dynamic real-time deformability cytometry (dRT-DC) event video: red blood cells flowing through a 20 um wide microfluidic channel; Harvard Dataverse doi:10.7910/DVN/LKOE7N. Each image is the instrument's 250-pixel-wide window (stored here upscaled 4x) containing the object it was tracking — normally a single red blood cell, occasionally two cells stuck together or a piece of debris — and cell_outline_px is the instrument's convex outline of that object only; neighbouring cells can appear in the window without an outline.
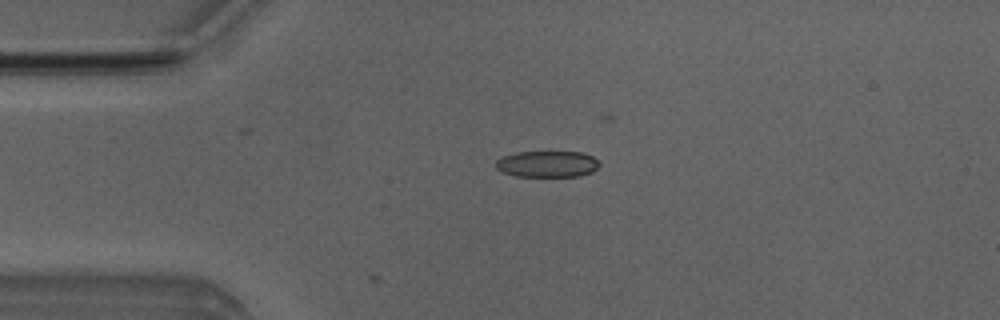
{"species": "Egyptian fruit bat (a non-hibernating species)", "species_latin": "Rousettus aegyptiacus", "temperature_condition": "room temperature", "stored_images_in_passage": 5, "camera_frame_rate_fps": 3000, "um_per_image_px": 0.085, "animal": {"sex": "male"}, "frame": {"image": 1, "passage_image": 4, "time_ms": 3.667, "image_size_px": [1000, 320], "cell_outline_px": [[600, 164], [592, 172], [580, 176], [516, 176], [500, 172], [496, 168], [496, 160], [504, 156], [516, 152], [580, 152], [592, 156]], "centroid_in_image_um": [46.49, 13.94], "position_along_channel_um": 38.5, "area_um2": 15.84}}